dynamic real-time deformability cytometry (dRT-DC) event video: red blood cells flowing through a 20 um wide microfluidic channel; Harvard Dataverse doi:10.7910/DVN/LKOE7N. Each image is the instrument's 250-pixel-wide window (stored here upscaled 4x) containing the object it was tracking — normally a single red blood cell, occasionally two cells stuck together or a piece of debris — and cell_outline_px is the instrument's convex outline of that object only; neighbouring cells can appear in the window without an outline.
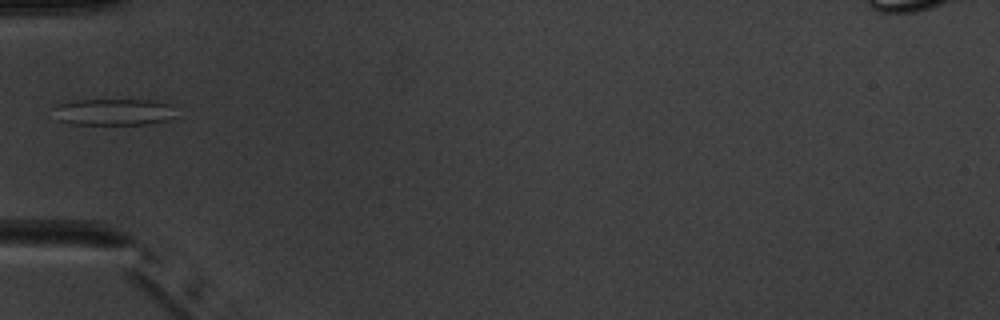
{"species": "common noctule bat (a hibernating species)", "species_latin": "Nyctalus noctula", "temperature_condition": "warm", "stored_images_in_passage": 7, "camera_frame_rate_fps": 3000, "um_per_image_px": 0.085, "animal": {"sex": "male", "body_mass_g": 20.1, "forearm_length_mm": 53.5}, "frame": {"image": 1, "passage_image": 5, "time_ms": 5.667, "image_size_px": [1000, 320], "cell_outline_px": [[176, 116], [168, 120], [148, 124], [72, 124], [56, 120], [52, 108], [56, 104], [76, 100], [156, 100], [172, 104]], "centroid_in_image_um": [9.65, 9.51], "position_along_channel_um": 75.3, "area_um2": 19.36}}
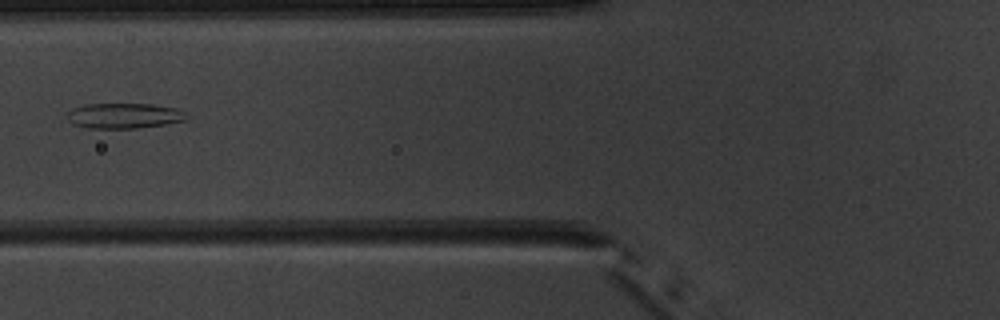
{"frame": {"image": 2, "passage_image": 6, "time_ms": 6.667, "image_size_px": [1000, 320], "cell_outline_px": [[188, 120], [164, 124], [136, 128], [88, 128], [72, 124], [64, 116], [72, 108], [84, 104], [152, 104], [176, 108], [188, 112]], "centroid_in_image_um": [10.54, 9.83], "position_along_channel_um": 115.3, "area_um2": 17.86}}